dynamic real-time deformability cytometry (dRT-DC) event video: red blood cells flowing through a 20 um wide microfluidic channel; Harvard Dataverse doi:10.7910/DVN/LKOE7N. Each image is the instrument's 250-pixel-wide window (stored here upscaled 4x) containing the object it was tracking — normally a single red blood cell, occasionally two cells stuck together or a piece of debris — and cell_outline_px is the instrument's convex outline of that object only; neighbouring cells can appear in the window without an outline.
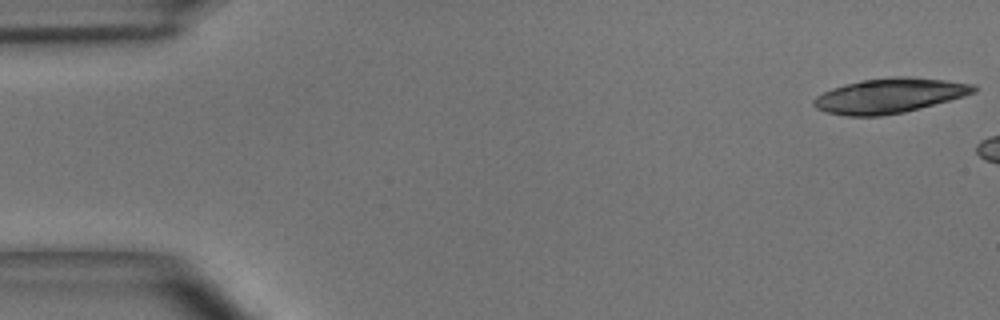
{"species": "common noctule bat (a hibernating species)", "species_latin": "Nyctalus noctula", "temperature_condition": "room temperature", "stored_images_in_passage": 5, "camera_frame_rate_fps": 3000, "um_per_image_px": 0.085, "animal": {"sex": "male", "body_mass_g": 15.6}, "frame": {"image": 1, "passage_image": 1, "time_ms": 0.0, "image_size_px": [1000, 320], "cell_outline_px": [[976, 92], [964, 96], [904, 112], [880, 116], [844, 116], [824, 112], [816, 108], [812, 104], [812, 100], [816, 96], [832, 88], [844, 84], [864, 80], [892, 76], [908, 76], [944, 80], [976, 84]], "centroid_in_image_um": [75.57, 8.13], "position_along_channel_um": 9.4, "area_um2": 32.48}}